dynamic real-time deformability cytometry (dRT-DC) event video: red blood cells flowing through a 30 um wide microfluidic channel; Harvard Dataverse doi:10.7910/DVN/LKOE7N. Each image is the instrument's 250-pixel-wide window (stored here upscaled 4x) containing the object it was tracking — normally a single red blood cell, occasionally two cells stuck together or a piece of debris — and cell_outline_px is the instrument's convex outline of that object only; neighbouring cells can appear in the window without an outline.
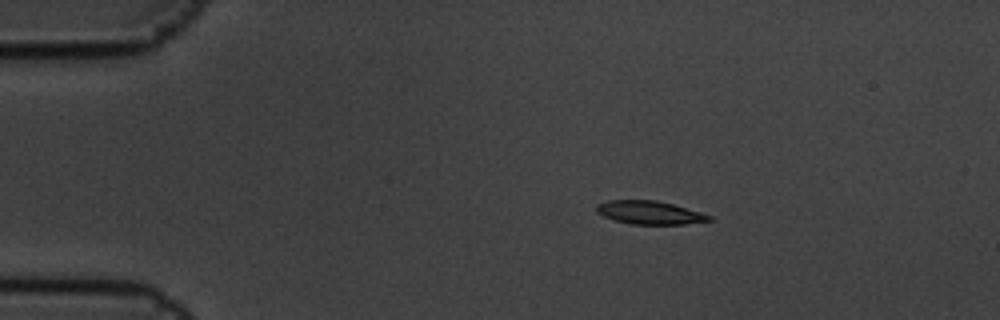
{"species": "common noctule bat (a hibernating species)", "species_latin": "Nyctalus noctula", "temperature_condition": "cold", "stored_images_in_passage": 5, "camera_frame_rate_fps": 3000, "um_per_image_px": 0.085, "animal": {"sex": "male", "body_mass_g": 19.5, "forearm_length_mm": 54.6}, "frame": {"image": 1, "passage_image": 3, "time_ms": 0.667, "image_size_px": [1000, 320], "cell_outline_px": [[712, 220], [684, 224], [632, 224], [616, 220], [604, 216], [596, 212], [596, 204], [608, 200], [656, 200], [672, 204], [700, 212], [712, 216]], "centroid_in_image_um": [55.2, 18.06], "position_along_channel_um": 29.8, "area_um2": 15.14}}